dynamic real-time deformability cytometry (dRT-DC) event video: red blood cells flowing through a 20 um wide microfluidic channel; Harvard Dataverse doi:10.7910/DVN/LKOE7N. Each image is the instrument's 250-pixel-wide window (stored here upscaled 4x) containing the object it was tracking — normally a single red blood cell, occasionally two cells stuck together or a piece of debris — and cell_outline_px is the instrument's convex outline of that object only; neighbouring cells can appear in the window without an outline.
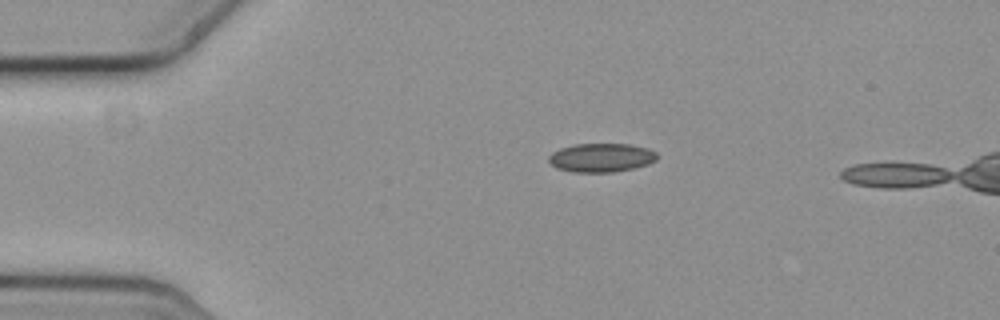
{"species": "common noctule bat (a hibernating species)", "species_latin": "Nyctalus noctula", "temperature_condition": "cold", "stored_images_in_passage": 5, "camera_frame_rate_fps": 3000, "um_per_image_px": 0.085, "animal": {"sex": "female", "body_mass_g": 19.3, "forearm_length_mm": 54.1}, "frame": {"image": 1, "passage_image": 1, "time_ms": 0.0, "image_size_px": [1000, 320], "cell_outline_px": [[656, 160], [648, 164], [632, 168], [612, 172], [576, 172], [556, 168], [548, 160], [548, 156], [552, 152], [560, 148], [572, 144], [628, 144], [648, 148], [656, 152]], "centroid_in_image_um": [51.08, 13.39], "position_along_channel_um": 33.9, "area_um2": 18.09}}